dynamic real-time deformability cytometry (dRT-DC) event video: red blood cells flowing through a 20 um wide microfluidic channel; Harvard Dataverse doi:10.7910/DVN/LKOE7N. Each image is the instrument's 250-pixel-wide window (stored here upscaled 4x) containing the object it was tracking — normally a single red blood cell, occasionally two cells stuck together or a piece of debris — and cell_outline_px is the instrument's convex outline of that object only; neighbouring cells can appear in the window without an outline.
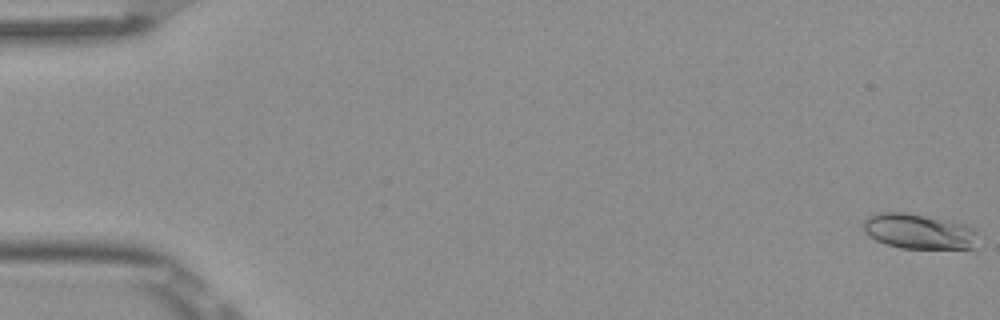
{"species": "Egyptian fruit bat (a non-hibernating species)", "species_latin": "Rousettus aegyptiacus", "temperature_condition": "room temperature", "stored_images_in_passage": 5, "camera_frame_rate_fps": 3000, "um_per_image_px": 0.085, "frame": {"image": 1, "passage_image": 1, "time_ms": 0.0, "image_size_px": [1000, 320], "cell_outline_px": [[976, 248], [900, 248], [876, 240], [868, 236], [864, 228], [864, 220], [868, 216], [880, 212], [904, 212], [964, 224], [976, 228]], "centroid_in_image_um": [78.1, 19.67], "position_along_channel_um": 6.9, "area_um2": 23.24}}
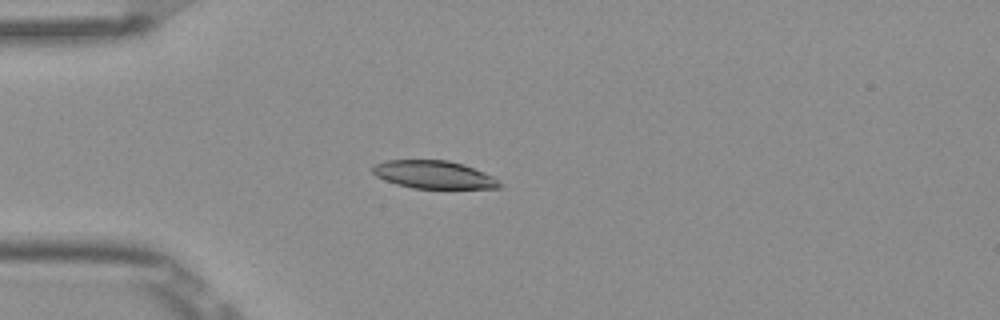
{"frame": {"image": 2, "passage_image": 5, "time_ms": 1.333, "image_size_px": [1000, 320], "cell_outline_px": [[504, 184], [500, 188], [412, 188], [396, 184], [384, 180], [376, 176], [372, 172], [372, 164], [384, 160], [448, 160], [464, 164], [484, 172], [492, 176]], "centroid_in_image_um": [36.85, 14.84], "position_along_channel_um": 48.2, "area_um2": 20.81}}